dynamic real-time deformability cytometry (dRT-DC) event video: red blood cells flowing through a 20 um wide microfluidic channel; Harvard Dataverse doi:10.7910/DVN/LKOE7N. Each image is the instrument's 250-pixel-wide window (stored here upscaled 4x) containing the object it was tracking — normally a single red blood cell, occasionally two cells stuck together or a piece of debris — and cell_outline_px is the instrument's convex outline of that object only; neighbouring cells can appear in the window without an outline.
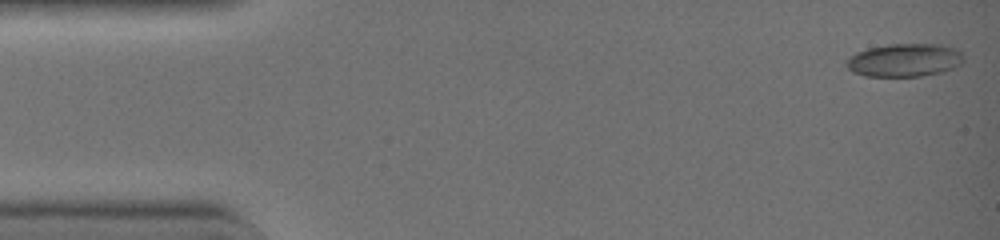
{"species": "common noctule bat (a hibernating species)", "species_latin": "Nyctalus noctula", "temperature_condition": "warm", "stored_images_in_passage": 1, "camera_frame_rate_fps": 3000, "um_per_image_px": 0.085, "animal": {"sex": "female", "body_mass_g": 19.0, "forearm_length_mm": 51.5}, "frame": {"image": 1, "passage_image": 1, "time_ms": 0.0, "image_size_px": [1000, 240], "cell_outline_px": [[964, 60], [960, 64], [952, 68], [940, 72], [920, 76], [864, 76], [852, 72], [848, 68], [844, 60], [856, 52], [868, 48], [888, 44], [940, 44], [956, 48], [964, 56]], "centroid_in_image_um": [76.86, 5.1], "position_along_channel_um": 8.1, "area_um2": 22.72}}